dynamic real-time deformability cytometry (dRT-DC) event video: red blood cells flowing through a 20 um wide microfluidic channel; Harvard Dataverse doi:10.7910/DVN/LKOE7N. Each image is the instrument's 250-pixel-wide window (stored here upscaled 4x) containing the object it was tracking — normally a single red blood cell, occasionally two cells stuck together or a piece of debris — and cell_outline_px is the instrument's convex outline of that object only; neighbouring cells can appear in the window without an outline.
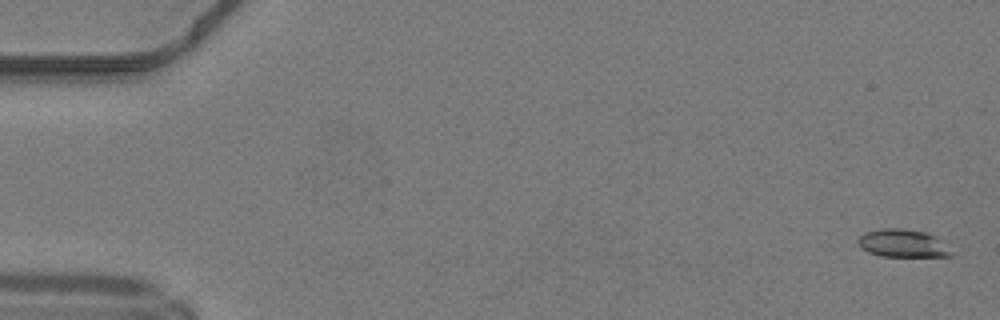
{"species": "common noctule bat (a hibernating species)", "species_latin": "Nyctalus noctula", "temperature_condition": "warm", "stored_images_in_passage": 16, "camera_frame_rate_fps": 3000, "um_per_image_px": 0.085, "animal": {"sex": "male", "body_mass_g": 19.2, "forearm_length_mm": 51.8}, "frame": {"image": 1, "passage_image": 2, "time_ms": 0.333, "image_size_px": [1000, 320], "cell_outline_px": [[952, 256], [880, 256], [868, 252], [860, 248], [856, 240], [864, 232], [884, 228], [900, 228], [924, 232], [936, 236], [952, 252]], "centroid_in_image_um": [76.68, 20.68], "position_along_channel_um": 8.3, "area_um2": 15.09}}